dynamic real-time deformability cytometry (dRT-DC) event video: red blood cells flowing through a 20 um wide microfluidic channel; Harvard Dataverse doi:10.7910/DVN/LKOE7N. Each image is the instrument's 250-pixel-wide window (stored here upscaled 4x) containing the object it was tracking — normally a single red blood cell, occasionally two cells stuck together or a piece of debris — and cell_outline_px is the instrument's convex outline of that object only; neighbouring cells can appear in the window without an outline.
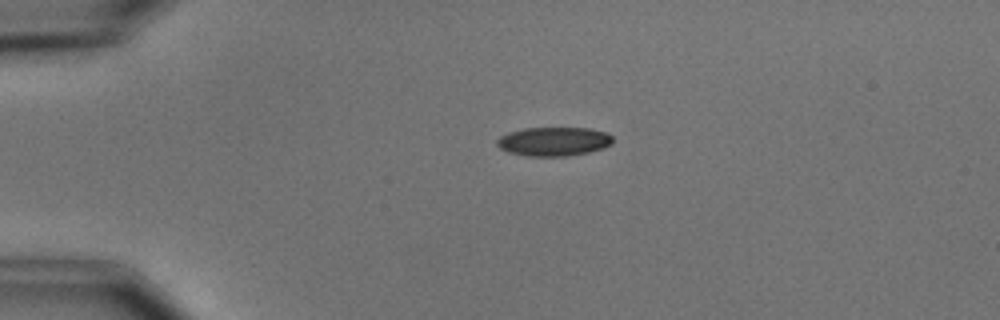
{"species": "common noctule bat (a hibernating species)", "species_latin": "Nyctalus noctula", "temperature_condition": "cold", "stored_images_in_passage": 3, "camera_frame_rate_fps": 3000, "um_per_image_px": 0.085, "animal": {"sex": "male", "body_mass_g": 15.6}, "frame": {"image": 1, "passage_image": 1, "time_ms": 0.0, "image_size_px": [1000, 320], "cell_outline_px": [[612, 144], [604, 148], [588, 152], [568, 156], [524, 156], [508, 152], [500, 148], [496, 144], [496, 140], [500, 136], [508, 132], [524, 128], [588, 128], [604, 132], [612, 136]], "centroid_in_image_um": [47.04, 12.03], "position_along_channel_um": 38.0, "area_um2": 19.59}}